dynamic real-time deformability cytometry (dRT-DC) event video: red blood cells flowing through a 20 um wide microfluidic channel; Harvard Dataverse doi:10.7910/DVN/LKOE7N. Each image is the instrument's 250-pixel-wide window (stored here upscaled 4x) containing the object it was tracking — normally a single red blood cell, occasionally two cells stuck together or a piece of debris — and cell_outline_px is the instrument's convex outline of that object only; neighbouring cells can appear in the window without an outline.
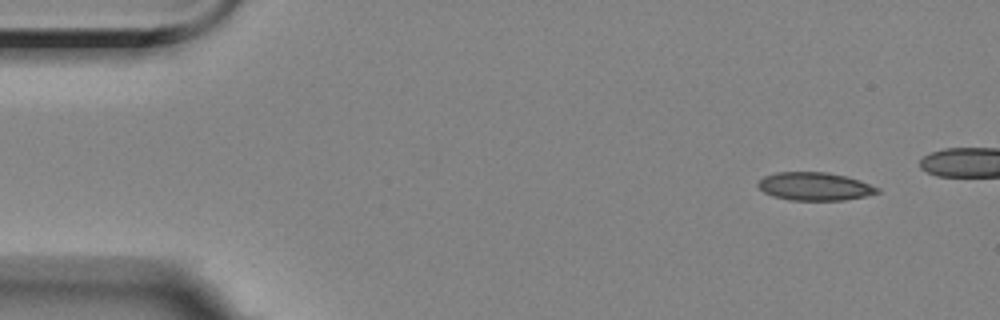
{"species": "Egyptian fruit bat (a non-hibernating species)", "species_latin": "Rousettus aegyptiacus", "temperature_condition": "room temperature", "stored_images_in_passage": 5, "camera_frame_rate_fps": 3000, "um_per_image_px": 0.085, "animal": {"sex": "female"}, "frame": {"image": 1, "passage_image": 1, "time_ms": 0.0, "image_size_px": [1000, 320], "cell_outline_px": [[880, 192], [864, 196], [844, 200], [788, 200], [772, 196], [764, 192], [756, 184], [764, 176], [776, 172], [824, 172], [844, 176], [860, 180], [880, 188]], "centroid_in_image_um": [69.23, 15.85], "position_along_channel_um": 15.8, "area_um2": 19.48}}